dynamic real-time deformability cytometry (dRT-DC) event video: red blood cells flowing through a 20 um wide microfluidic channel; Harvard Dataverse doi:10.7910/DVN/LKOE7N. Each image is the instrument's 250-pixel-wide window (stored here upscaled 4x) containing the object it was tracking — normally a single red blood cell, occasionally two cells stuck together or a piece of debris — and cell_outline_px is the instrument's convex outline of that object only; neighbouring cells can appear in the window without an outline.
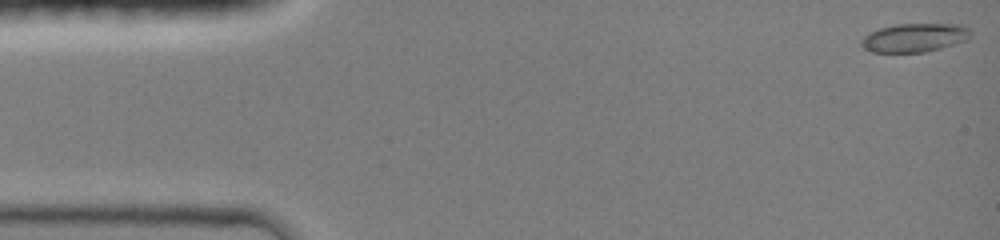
{"species": "common noctule bat (a hibernating species)", "species_latin": "Nyctalus noctula", "temperature_condition": "room temperature", "stored_images_in_passage": 45, "camera_frame_rate_fps": 3000, "um_per_image_px": 0.085, "animal": {"sex": "female", "body_mass_g": 19.0, "forearm_length_mm": 51.5}, "frame": {"image": 1, "passage_image": 1, "time_ms": 0.0, "image_size_px": [1000, 240], "cell_outline_px": [[972, 32], [968, 40], [940, 48], [924, 52], [872, 52], [864, 48], [860, 44], [860, 40], [864, 36], [880, 28], [896, 24], [964, 24]], "centroid_in_image_um": [77.76, 3.2], "position_along_channel_um": 7.2, "area_um2": 18.26}}
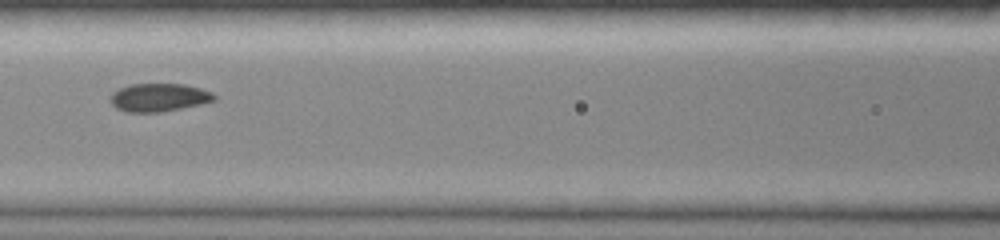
{"frame": {"image": 2, "passage_image": 20, "time_ms": 6.333, "image_size_px": [1000, 240], "cell_outline_px": [[216, 100], [200, 104], [160, 112], [128, 112], [116, 108], [108, 100], [112, 92], [128, 84], [184, 84], [200, 88], [212, 92], [216, 96]], "centroid_in_image_um": [13.48, 8.28], "position_along_channel_um": 153.1, "area_um2": 17.05}}
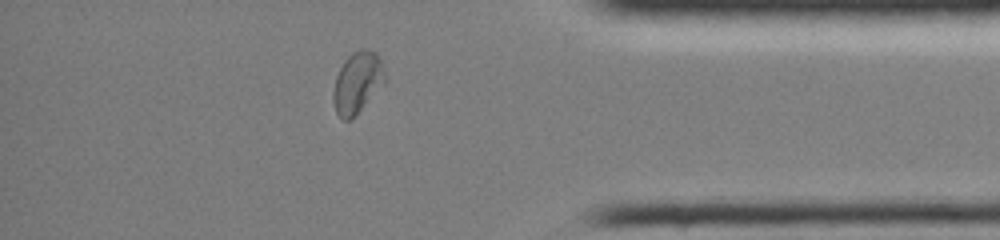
{"frame": {"image": 3, "passage_image": 39, "time_ms": 12.667, "image_size_px": [1000, 240], "cell_outline_px": [[384, 84], [348, 120], [344, 120], [336, 112], [332, 100], [332, 92], [336, 76], [344, 60], [352, 52], [360, 48], [364, 48], [376, 52], [380, 60], [384, 72]], "centroid_in_image_um": [30.34, 6.96], "position_along_channel_um": 404.9, "area_um2": 18.03}, "authors_computed_cell_mechanics": {"area_um2": 17.2822, "velocity_mm_per_s": 4.1767, "shape_relaxation_time_tau1_ms": null, "shape_relaxation_time_tau2_ms": 1.0934, "deformation_change_tau1": null, "deformation_change_tau2": 0.0395}}